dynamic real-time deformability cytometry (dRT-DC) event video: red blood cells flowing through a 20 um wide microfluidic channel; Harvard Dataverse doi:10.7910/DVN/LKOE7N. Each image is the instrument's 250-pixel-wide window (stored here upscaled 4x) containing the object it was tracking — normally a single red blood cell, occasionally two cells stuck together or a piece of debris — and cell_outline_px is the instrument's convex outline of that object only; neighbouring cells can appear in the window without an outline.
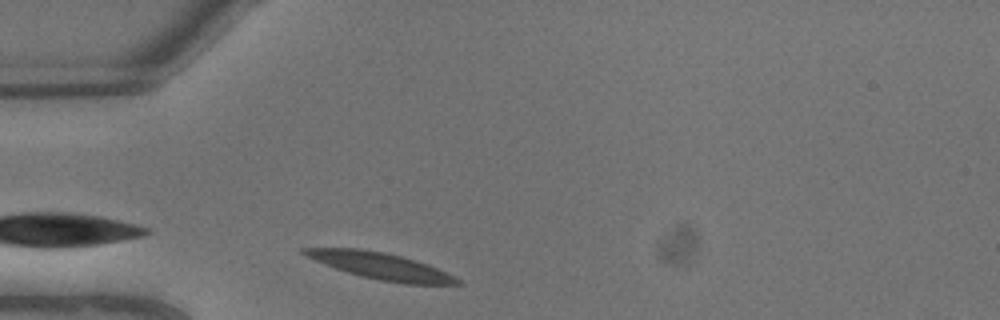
{"species": "common noctule bat (a hibernating species)", "species_latin": "Nyctalus noctula", "temperature_condition": "warm", "stored_images_in_passage": 4, "camera_frame_rate_fps": 3000, "um_per_image_px": 0.085, "animal": {"sex": "male", "body_mass_g": 13.3}, "frame": {"image": 1, "passage_image": 1, "time_ms": 0.0, "image_size_px": [1000, 320], "cell_outline_px": [[464, 284], [404, 284], [380, 280], [360, 276], [336, 268], [316, 260], [300, 252], [300, 248], [360, 248], [384, 252], [400, 256], [428, 264], [460, 280]], "centroid_in_image_um": [32.35, 22.6], "position_along_channel_um": 52.6, "area_um2": 23.24}}
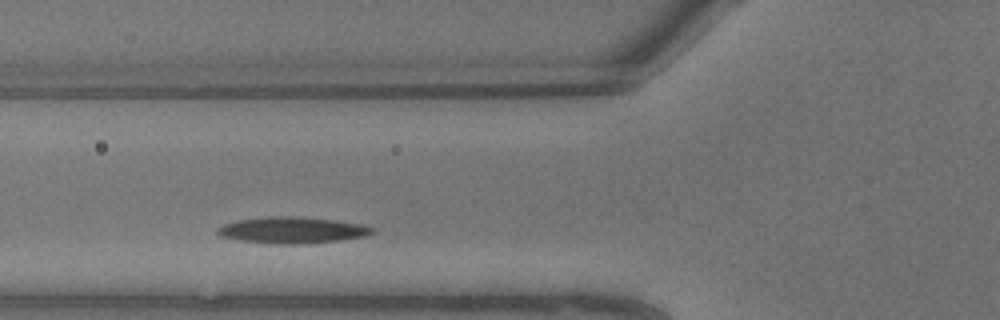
{"frame": {"image": 2, "passage_image": 3, "time_ms": 0.667, "image_size_px": [1000, 320], "cell_outline_px": [[376, 232], [364, 236], [336, 240], [304, 244], [276, 244], [240, 240], [220, 236], [216, 232], [216, 228], [224, 224], [236, 220], [268, 216], [292, 216], [332, 220], [364, 224], [376, 228]], "centroid_in_image_um": [24.83, 19.56], "position_along_channel_um": 101.0, "area_um2": 23.76}}